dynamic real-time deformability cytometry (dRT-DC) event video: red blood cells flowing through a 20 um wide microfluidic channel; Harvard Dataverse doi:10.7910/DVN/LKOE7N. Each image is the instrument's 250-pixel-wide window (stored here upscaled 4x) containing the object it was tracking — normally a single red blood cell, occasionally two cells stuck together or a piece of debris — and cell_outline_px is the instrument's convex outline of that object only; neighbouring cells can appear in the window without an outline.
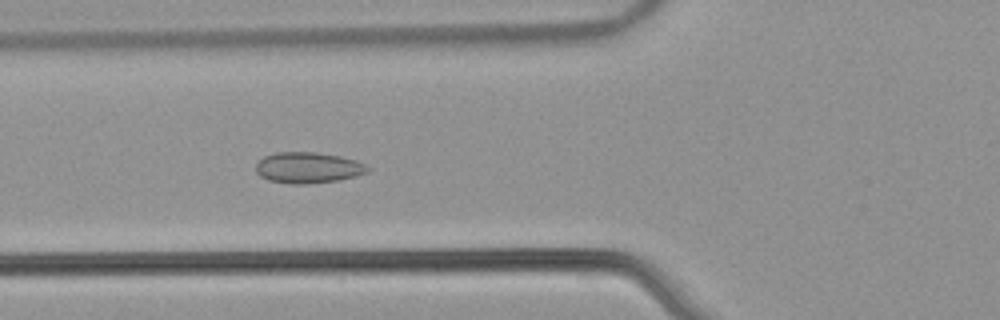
{"species": "common noctule bat (a hibernating species)", "species_latin": "Nyctalus noctula", "temperature_condition": "warm", "stored_images_in_passage": 54, "camera_frame_rate_fps": 3000, "um_per_image_px": 0.085, "animal": {"sex": "male", "body_mass_g": 21.5, "forearm_length_mm": 52.0}, "frame": {"image": 1, "passage_image": 21, "time_ms": 6.667, "image_size_px": [1000, 320], "cell_outline_px": [[372, 168], [368, 172], [356, 176], [340, 180], [308, 184], [292, 184], [268, 180], [260, 176], [256, 172], [256, 164], [264, 156], [276, 152], [316, 152], [340, 156], [356, 160]], "centroid_in_image_um": [26.2, 14.25], "position_along_channel_um": 99.6, "area_um2": 20.35}}
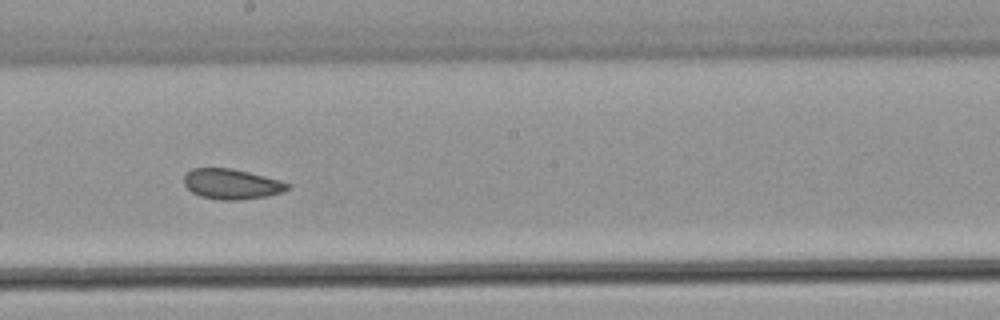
{"frame": {"image": 2, "passage_image": 31, "time_ms": 10.0, "image_size_px": [1000, 320], "cell_outline_px": [[292, 188], [284, 192], [264, 196], [240, 200], [220, 200], [200, 196], [192, 192], [184, 184], [184, 176], [192, 168], [232, 168], [280, 180], [292, 184]], "centroid_in_image_um": [19.72, 15.64], "position_along_channel_um": 228.5, "area_um2": 18.32}}
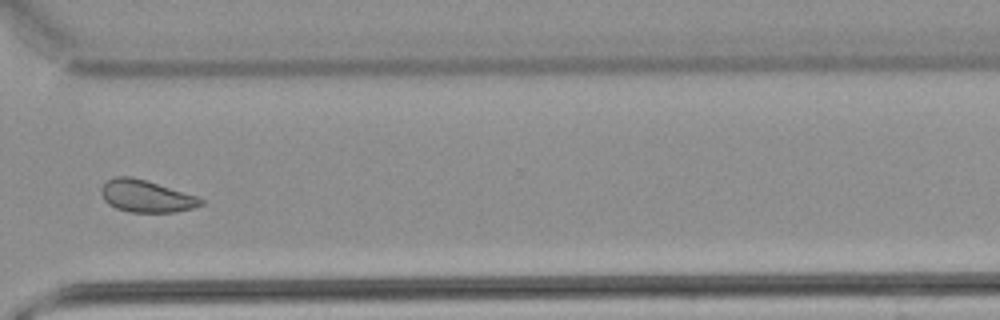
{"frame": {"image": 3, "passage_image": 41, "time_ms": 13.333, "image_size_px": [1000, 320], "cell_outline_px": [[204, 204], [192, 208], [176, 212], [128, 212], [116, 208], [108, 204], [104, 200], [100, 192], [100, 188], [108, 180], [116, 176], [128, 176], [144, 180], [196, 196], [204, 200]], "centroid_in_image_um": [12.39, 16.69], "position_along_channel_um": 358.2, "area_um2": 18.44}, "authors_computed_cell_mechanics": {"area_um2": 19.6231, "velocity_mm_per_s": 3.8694, "shape_relaxation_time_tau1_ms": null, "shape_relaxation_time_tau2_ms": 1.6754, "deformation_change_tau1": null, "deformation_change_tau2": 0.0681}}